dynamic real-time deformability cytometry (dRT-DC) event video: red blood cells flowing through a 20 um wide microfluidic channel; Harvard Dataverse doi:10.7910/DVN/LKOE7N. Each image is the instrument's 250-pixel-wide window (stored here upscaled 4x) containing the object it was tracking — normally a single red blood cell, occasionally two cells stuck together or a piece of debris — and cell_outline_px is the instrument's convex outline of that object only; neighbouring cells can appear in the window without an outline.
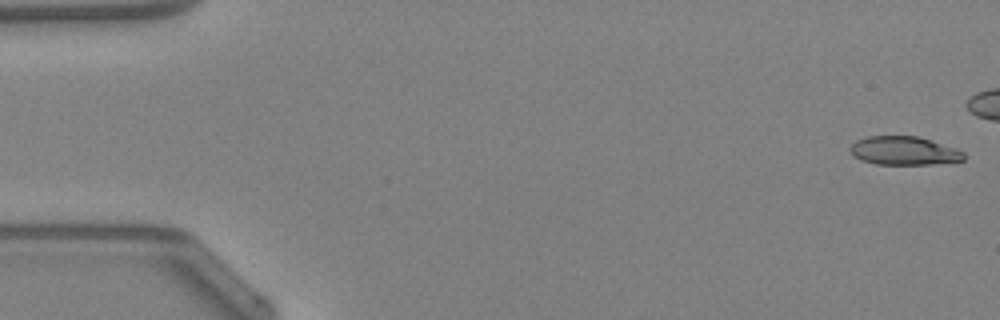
{"species": "Egyptian fruit bat (a non-hibernating species)", "species_latin": "Rousettus aegyptiacus", "temperature_condition": "warm", "stored_images_in_passage": 39, "camera_frame_rate_fps": 3000, "um_per_image_px": 0.085, "animal": {"sex": "female"}, "frame": {"image": 1, "passage_image": 1, "time_ms": 0.0, "image_size_px": [1000, 320], "cell_outline_px": [[964, 160], [932, 164], [876, 164], [860, 160], [852, 156], [848, 148], [856, 140], [868, 136], [916, 136], [956, 148], [964, 152]], "centroid_in_image_um": [76.79, 12.81], "position_along_channel_um": 8.2, "area_um2": 18.9}}
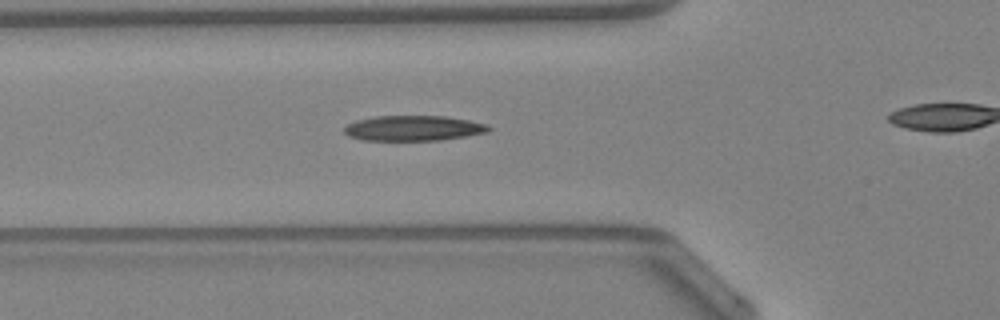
{"frame": {"image": 2, "passage_image": 17, "time_ms": 5.333, "image_size_px": [1000, 320], "cell_outline_px": [[492, 128], [488, 132], [440, 140], [360, 140], [348, 136], [344, 132], [344, 128], [348, 124], [356, 120], [376, 116], [444, 116], [468, 120], [488, 124]], "centroid_in_image_um": [35.13, 10.89], "position_along_channel_um": 90.7, "area_um2": 21.21}}